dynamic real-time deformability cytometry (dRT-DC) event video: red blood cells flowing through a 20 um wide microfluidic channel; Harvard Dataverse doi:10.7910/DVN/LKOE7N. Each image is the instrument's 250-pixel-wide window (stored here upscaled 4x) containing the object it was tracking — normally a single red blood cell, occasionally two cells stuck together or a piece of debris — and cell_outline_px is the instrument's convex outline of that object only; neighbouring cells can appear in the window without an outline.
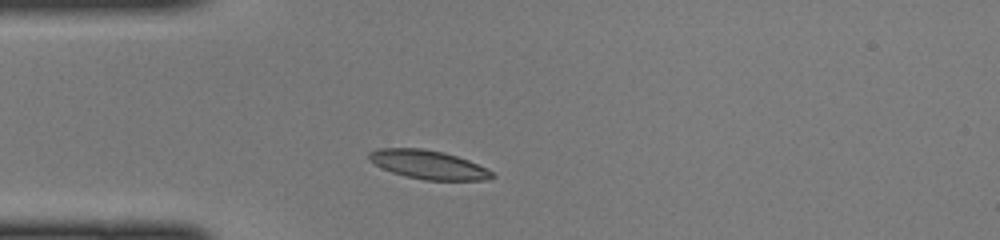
{"species": "common noctule bat (a hibernating species)", "species_latin": "Nyctalus noctula", "temperature_condition": "cold", "stored_images_in_passage": 36, "camera_frame_rate_fps": 3000, "um_per_image_px": 0.085, "animal": {"sex": "female", "body_mass_g": 22.0, "forearm_length_mm": 56.7}, "frame": {"image": 1, "passage_image": 1, "time_ms": 0.0, "image_size_px": [1000, 240], "cell_outline_px": [[496, 176], [488, 180], [424, 180], [404, 176], [380, 168], [368, 160], [368, 152], [376, 148], [424, 148], [444, 152], [468, 160], [488, 168]], "centroid_in_image_um": [36.38, 13.99], "position_along_channel_um": 48.6, "area_um2": 20.92}}
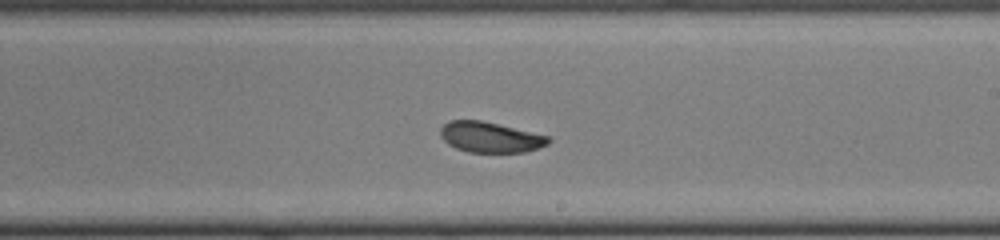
{"frame": {"image": 2, "passage_image": 16, "time_ms": 5.0, "image_size_px": [1000, 240], "cell_outline_px": [[552, 140], [548, 144], [540, 148], [524, 152], [468, 152], [456, 148], [448, 144], [440, 136], [440, 128], [448, 120], [480, 120], [548, 136]], "centroid_in_image_um": [41.65, 11.67], "position_along_channel_um": 247.3, "area_um2": 19.13}}
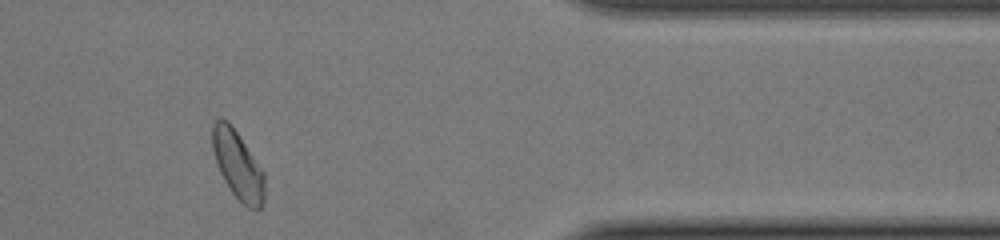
{"frame": {"image": 3, "passage_image": 28, "time_ms": 9.0, "image_size_px": [1000, 240], "cell_outline_px": [[264, 200], [260, 208], [248, 208], [232, 192], [224, 180], [220, 172], [212, 148], [212, 124], [220, 116], [228, 120], [232, 124], [264, 172]], "centroid_in_image_um": [20.2, 13.97], "position_along_channel_um": 391.2, "area_um2": 20.63}}